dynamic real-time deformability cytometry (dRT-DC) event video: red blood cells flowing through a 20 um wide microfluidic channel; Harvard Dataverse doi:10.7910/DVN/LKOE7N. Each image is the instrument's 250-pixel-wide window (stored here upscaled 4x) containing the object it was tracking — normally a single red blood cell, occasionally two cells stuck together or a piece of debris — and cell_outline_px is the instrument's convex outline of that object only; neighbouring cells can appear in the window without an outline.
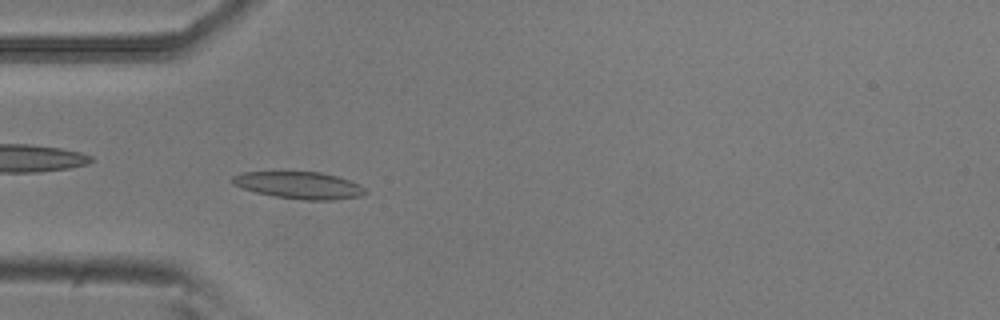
{"species": "common noctule bat (a hibernating species)", "species_latin": "Nyctalus noctula", "temperature_condition": "room temperature", "stored_images_in_passage": 26, "camera_frame_rate_fps": 3000, "um_per_image_px": 0.085, "animal": {"sex": "male", "body_mass_g": 20.5, "forearm_length_mm": 52.5}, "frame": {"image": 1, "passage_image": 7, "time_ms": 2.0, "image_size_px": [1000, 320], "cell_outline_px": [[368, 192], [360, 196], [332, 200], [300, 200], [272, 196], [256, 192], [232, 184], [232, 176], [240, 172], [320, 172], [336, 176], [360, 184]], "centroid_in_image_um": [25.42, 15.75], "position_along_channel_um": 59.6, "area_um2": 20.92}}
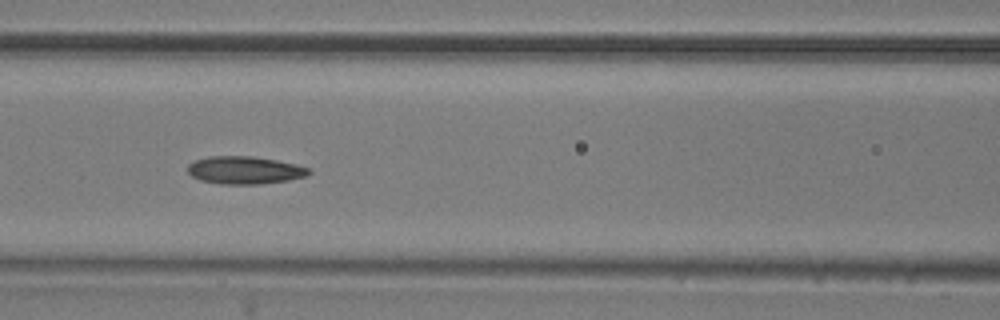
{"frame": {"image": 2, "passage_image": 14, "time_ms": 4.333, "image_size_px": [1000, 320], "cell_outline_px": [[312, 172], [308, 176], [288, 180], [260, 184], [220, 184], [200, 180], [192, 176], [188, 172], [188, 164], [196, 160], [208, 156], [252, 156], [276, 160], [296, 164], [312, 168]], "centroid_in_image_um": [20.84, 14.46], "position_along_channel_um": 145.8, "area_um2": 19.71}}
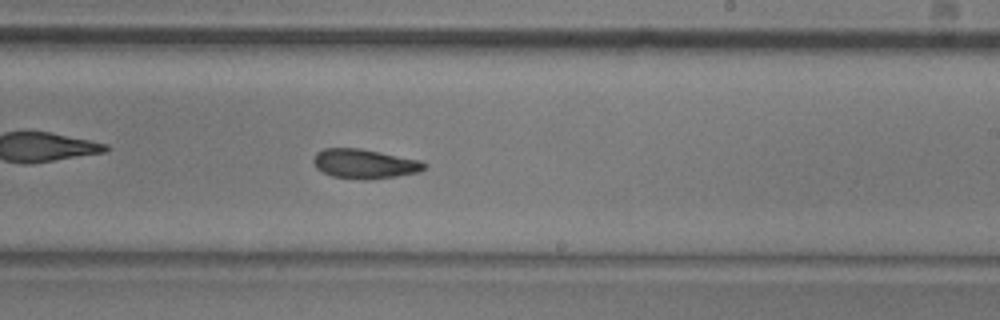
{"frame": {"image": 3, "passage_image": 23, "time_ms": 7.333, "image_size_px": [1000, 320], "cell_outline_px": [[428, 164], [420, 172], [396, 176], [368, 180], [360, 180], [332, 176], [316, 168], [312, 160], [316, 152], [324, 148], [360, 148], [420, 160]], "centroid_in_image_um": [30.97, 13.92], "position_along_channel_um": 258.0, "area_um2": 19.13}}